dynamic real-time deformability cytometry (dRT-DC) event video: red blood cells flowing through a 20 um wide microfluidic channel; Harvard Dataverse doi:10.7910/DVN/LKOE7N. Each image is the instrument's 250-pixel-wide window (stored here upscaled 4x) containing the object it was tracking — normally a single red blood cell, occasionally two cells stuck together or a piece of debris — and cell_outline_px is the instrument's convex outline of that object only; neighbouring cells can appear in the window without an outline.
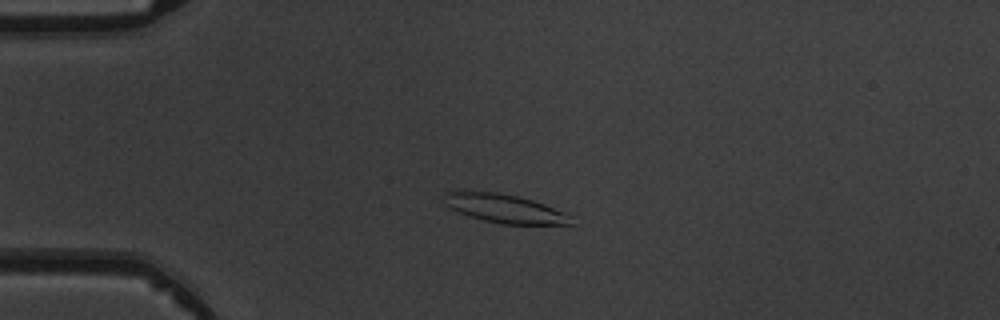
{"species": "common noctule bat (a hibernating species)", "species_latin": "Nyctalus noctula", "temperature_condition": "warm", "stored_images_in_passage": 5, "camera_frame_rate_fps": 3000, "um_per_image_px": 0.085, "animal": {"sex": "male", "body_mass_g": 19.5, "forearm_length_mm": 54.6}, "frame": {"image": 1, "passage_image": 4, "time_ms": 3.667, "image_size_px": [1000, 320], "cell_outline_px": [[572, 224], [504, 224], [484, 220], [460, 212], [444, 204], [440, 200], [444, 192], [456, 188], [496, 192], [516, 196], [532, 200], [544, 204], [564, 212], [572, 216]], "centroid_in_image_um": [42.77, 17.67], "position_along_channel_um": 42.2, "area_um2": 21.56}}